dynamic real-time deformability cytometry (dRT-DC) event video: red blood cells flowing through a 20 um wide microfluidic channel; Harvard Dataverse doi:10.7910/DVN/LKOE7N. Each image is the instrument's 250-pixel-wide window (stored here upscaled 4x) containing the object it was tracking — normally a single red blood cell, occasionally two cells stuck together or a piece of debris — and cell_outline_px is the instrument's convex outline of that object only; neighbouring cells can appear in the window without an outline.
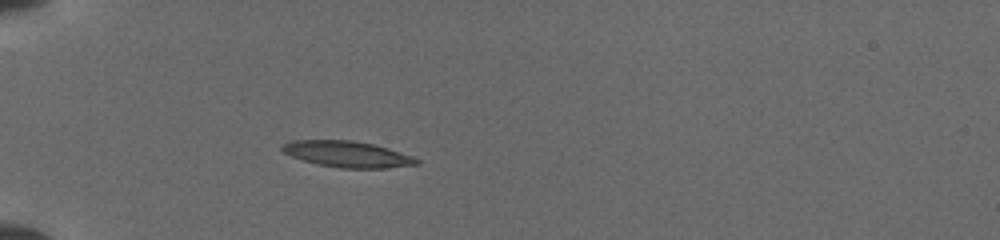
{"species": "common noctule bat (a hibernating species)", "species_latin": "Nyctalus noctula", "temperature_condition": "cold", "stored_images_in_passage": 11, "camera_frame_rate_fps": 3000, "um_per_image_px": 0.085, "animal": {"sex": "female", "body_mass_g": 19.5, "forearm_length_mm": 54.1}, "frame": {"image": 1, "passage_image": 2, "time_ms": 0.667, "image_size_px": [1000, 240], "cell_outline_px": [[420, 164], [384, 168], [340, 168], [320, 164], [304, 160], [292, 156], [284, 152], [280, 148], [284, 144], [292, 140], [352, 140], [372, 144], [388, 148], [412, 156], [420, 160]], "centroid_in_image_um": [29.55, 13.1], "position_along_channel_um": 55.5, "area_um2": 20.23}}
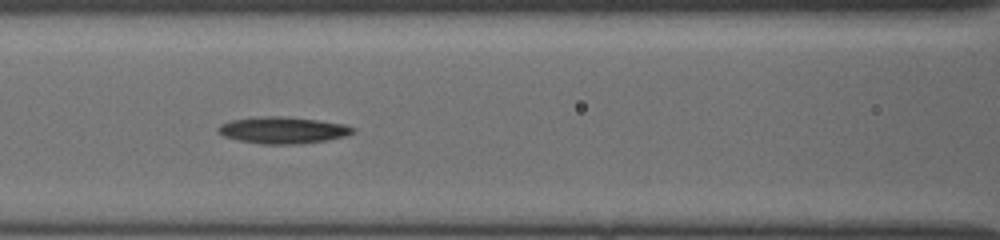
{"frame": {"image": 2, "passage_image": 7, "time_ms": 3.333, "image_size_px": [1000, 240], "cell_outline_px": [[356, 132], [348, 136], [328, 140], [300, 144], [260, 144], [236, 140], [224, 136], [216, 132], [216, 128], [220, 124], [232, 120], [252, 116], [288, 116], [344, 124], [356, 128]], "centroid_in_image_um": [24.03, 11.06], "position_along_channel_um": 142.6, "area_um2": 21.44}}
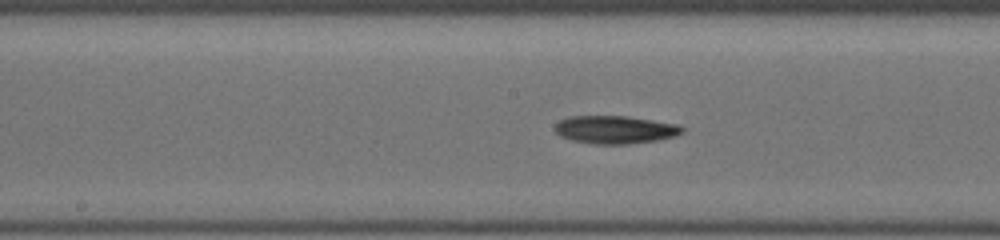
{"frame": {"image": 3, "passage_image": 10, "time_ms": 4.667, "image_size_px": [1000, 240], "cell_outline_px": [[684, 132], [676, 136], [660, 140], [628, 144], [592, 144], [572, 140], [560, 136], [556, 132], [556, 124], [560, 120], [568, 116], [628, 116], [680, 124], [684, 128]], "centroid_in_image_um": [52.34, 11.02], "position_along_channel_um": 195.9, "area_um2": 20.98}}